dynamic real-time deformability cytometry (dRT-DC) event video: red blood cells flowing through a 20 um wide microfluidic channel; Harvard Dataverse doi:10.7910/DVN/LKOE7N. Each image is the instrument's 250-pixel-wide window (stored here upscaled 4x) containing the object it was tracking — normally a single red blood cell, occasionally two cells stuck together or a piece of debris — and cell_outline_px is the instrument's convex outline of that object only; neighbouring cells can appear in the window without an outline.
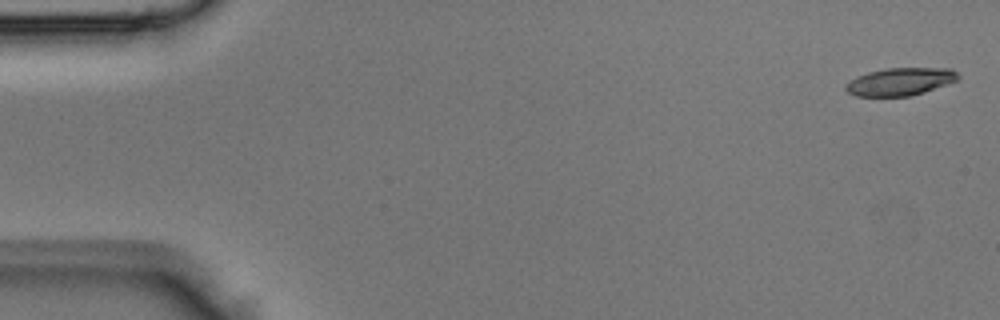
{"species": "Egyptian fruit bat (a non-hibernating species)", "species_latin": "Rousettus aegyptiacus", "temperature_condition": "room temperature", "stored_images_in_passage": 3, "camera_frame_rate_fps": 3000, "um_per_image_px": 0.085, "animal": {"sex": "male"}, "frame": {"image": 1, "passage_image": 1, "time_ms": 0.0, "image_size_px": [1000, 320], "cell_outline_px": [[960, 80], [924, 92], [908, 96], [856, 96], [848, 92], [844, 88], [856, 76], [868, 72], [888, 68], [952, 68], [960, 76]], "centroid_in_image_um": [76.57, 6.93], "position_along_channel_um": 8.4, "area_um2": 18.09}}